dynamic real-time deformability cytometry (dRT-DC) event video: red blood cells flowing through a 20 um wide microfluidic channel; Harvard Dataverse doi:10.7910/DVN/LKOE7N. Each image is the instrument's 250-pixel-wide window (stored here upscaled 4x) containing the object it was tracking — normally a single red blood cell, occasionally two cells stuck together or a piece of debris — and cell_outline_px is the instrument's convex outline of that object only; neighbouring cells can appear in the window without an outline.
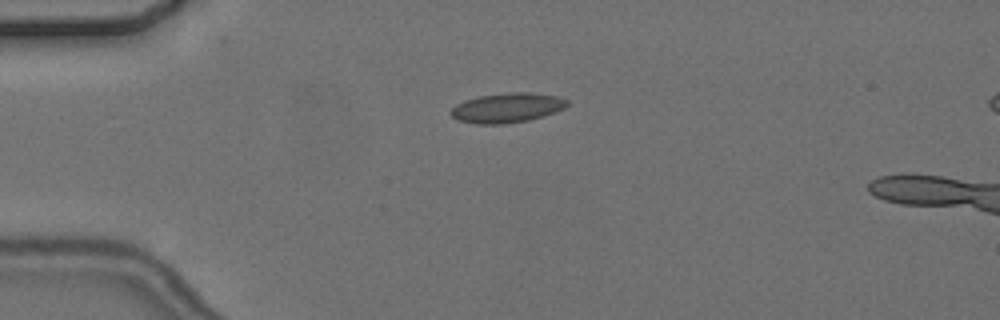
{"species": "common noctule bat (a hibernating species)", "species_latin": "Nyctalus noctula", "temperature_condition": "cold", "stored_images_in_passage": 2, "camera_frame_rate_fps": 3000, "um_per_image_px": 0.085, "animal": {"sex": "female", "body_mass_g": 24.6, "forearm_length_mm": 56.2}, "frame": {"image": 1, "passage_image": 1, "time_ms": 0.0, "image_size_px": [1000, 320], "cell_outline_px": [[568, 104], [564, 108], [544, 116], [528, 120], [504, 124], [476, 124], [456, 120], [452, 116], [452, 108], [456, 104], [464, 100], [480, 96], [512, 92], [532, 92], [556, 96], [568, 100]], "centroid_in_image_um": [43.1, 9.16], "position_along_channel_um": 41.9, "area_um2": 20.06}}